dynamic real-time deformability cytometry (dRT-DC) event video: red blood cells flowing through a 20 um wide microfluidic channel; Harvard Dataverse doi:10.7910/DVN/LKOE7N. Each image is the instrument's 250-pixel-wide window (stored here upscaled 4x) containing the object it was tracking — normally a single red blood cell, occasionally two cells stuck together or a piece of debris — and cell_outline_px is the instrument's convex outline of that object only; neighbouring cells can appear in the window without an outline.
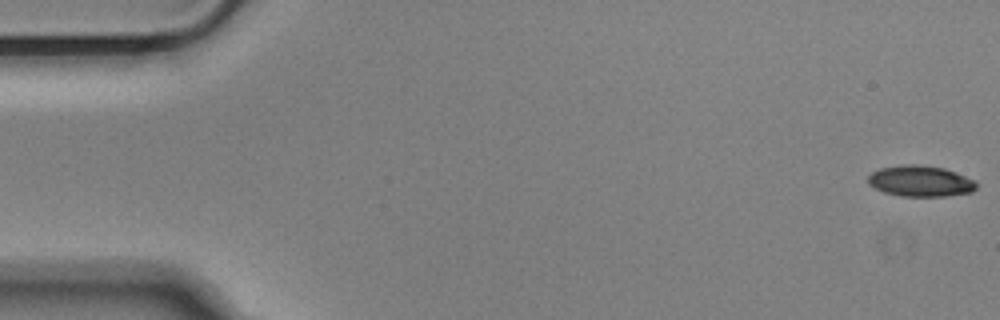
{"species": "Egyptian fruit bat (a non-hibernating species)", "species_latin": "Rousettus aegyptiacus", "temperature_condition": "cold", "stored_images_in_passage": 55, "camera_frame_rate_fps": 3000, "um_per_image_px": 0.085, "animal": {"sex": "male"}, "frame": {"image": 1, "passage_image": 1, "time_ms": 0.0, "image_size_px": [1000, 320], "cell_outline_px": [[976, 188], [972, 192], [944, 196], [900, 196], [884, 192], [868, 184], [868, 176], [872, 172], [880, 168], [900, 164], [916, 164], [944, 168], [956, 172], [976, 180]], "centroid_in_image_um": [78.24, 15.38], "position_along_channel_um": 6.8, "area_um2": 19.65}}
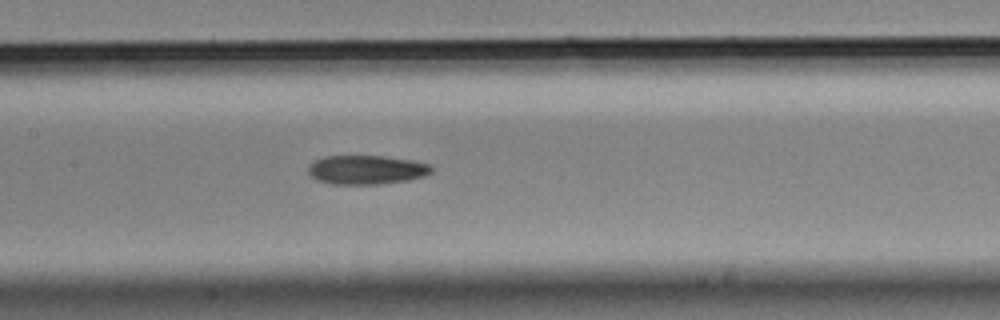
{"frame": {"image": 2, "passage_image": 26, "time_ms": 8.333, "image_size_px": [1000, 320], "cell_outline_px": [[432, 172], [424, 176], [408, 180], [380, 184], [332, 184], [320, 180], [312, 176], [308, 172], [308, 164], [312, 160], [324, 156], [384, 156], [412, 160], [428, 164], [432, 168]], "centroid_in_image_um": [31.13, 14.42], "position_along_channel_um": 176.3, "area_um2": 20.87}}
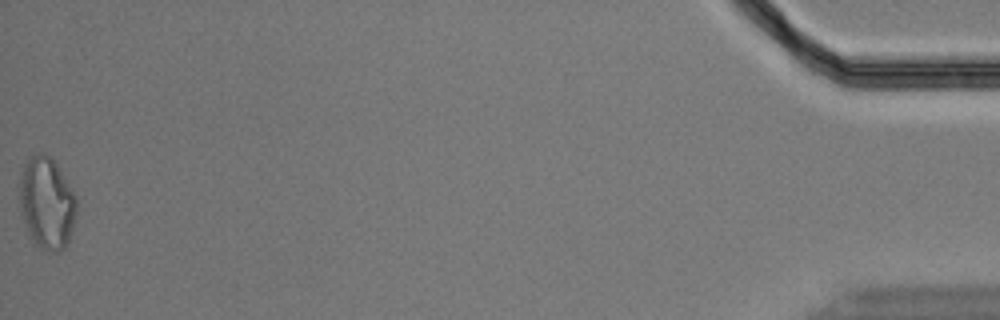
{"frame": {"image": 3, "passage_image": 55, "time_ms": 18.0, "image_size_px": [1000, 320], "cell_outline_px": [[76, 216], [68, 244], [60, 252], [48, 252], [32, 244], [20, 212], [16, 184], [20, 172], [24, 164], [36, 152], [44, 152], [56, 164], [76, 196]], "centroid_in_image_um": [3.92, 17.29], "position_along_channel_um": 431.3, "area_um2": 31.44}, "authors_computed_cell_mechanics": {"area_um2": 20.8658, "velocity_mm_per_s": 3.6641, "shape_relaxation_time_tau1_ms": 4.2552, "shape_relaxation_time_tau2_ms": 6.6577, "deformation_change_tau1": 0.1373, "deformation_change_tau2": 0.1591}}